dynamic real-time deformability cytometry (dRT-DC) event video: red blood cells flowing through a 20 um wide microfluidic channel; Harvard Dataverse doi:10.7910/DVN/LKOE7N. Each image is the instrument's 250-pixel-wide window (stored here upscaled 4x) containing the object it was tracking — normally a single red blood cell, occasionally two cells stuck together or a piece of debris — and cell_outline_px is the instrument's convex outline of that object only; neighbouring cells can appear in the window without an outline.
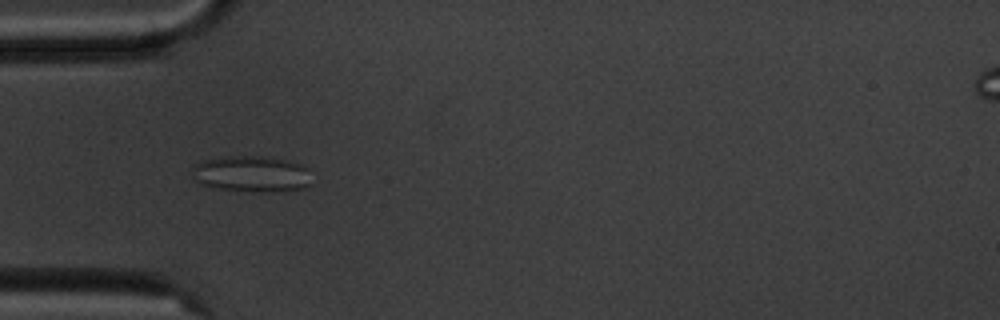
{"species": "common noctule bat (a hibernating species)", "species_latin": "Nyctalus noctula", "temperature_condition": "cold", "stored_images_in_passage": 4, "camera_frame_rate_fps": 3000, "um_per_image_px": 0.085, "animal": {"sex": "male", "body_mass_g": 20.1, "forearm_length_mm": 53.5}, "frame": {"image": 1, "passage_image": 3, "time_ms": 2.333, "image_size_px": [1000, 320], "cell_outline_px": [[312, 184], [308, 188], [284, 192], [252, 192], [220, 188], [200, 184], [192, 180], [192, 164], [200, 160], [220, 156], [264, 156], [284, 160], [300, 164], [308, 168]], "centroid_in_image_um": [21.37, 14.79], "position_along_channel_um": 63.6, "area_um2": 26.01}}
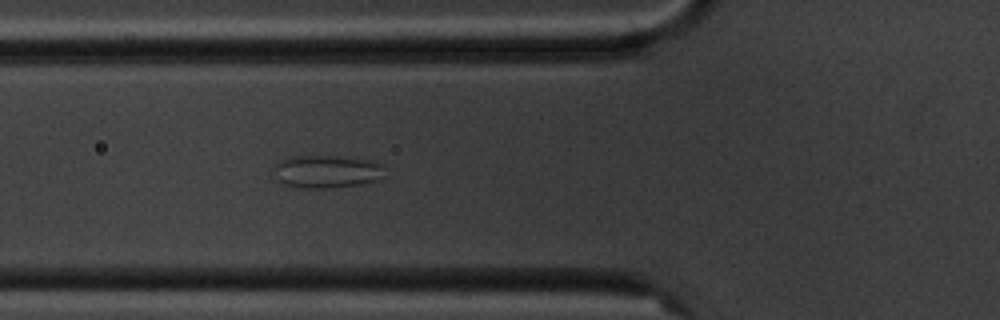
{"frame": {"image": 2, "passage_image": 4, "time_ms": 3.333, "image_size_px": [1000, 320], "cell_outline_px": [[384, 176], [380, 180], [360, 184], [324, 188], [300, 188], [284, 184], [280, 180], [272, 164], [288, 156], [332, 156], [368, 160], [384, 164]], "centroid_in_image_um": [27.79, 14.57], "position_along_channel_um": 98.0, "area_um2": 21.21}}